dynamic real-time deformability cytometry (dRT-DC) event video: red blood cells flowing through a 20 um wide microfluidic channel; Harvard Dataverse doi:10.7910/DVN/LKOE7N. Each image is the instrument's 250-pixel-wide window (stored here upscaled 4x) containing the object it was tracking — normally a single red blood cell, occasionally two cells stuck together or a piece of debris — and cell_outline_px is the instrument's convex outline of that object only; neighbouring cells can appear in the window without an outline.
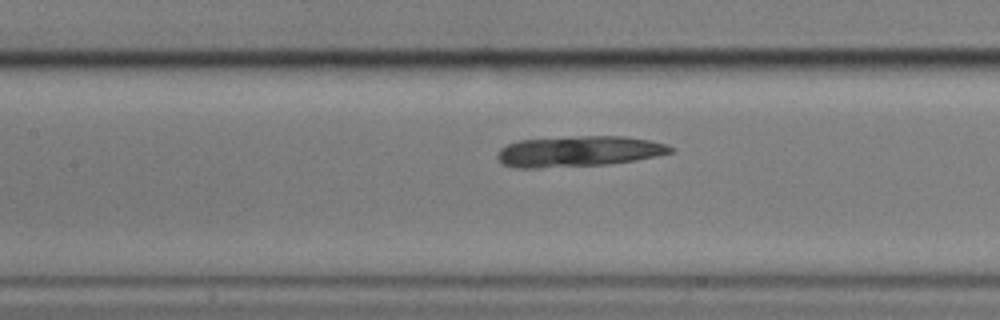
{"species": "common noctule bat (a hibernating species)", "species_latin": "Nyctalus noctula", "temperature_condition": "cold", "stored_images_in_passage": 8, "segment_of_instrument_passage": [2, 2], "camera_frame_rate_fps": 3000, "um_per_image_px": 0.085, "animal": {"sex": "male", "body_mass_g": 17.9}, "frame": {"image": 1, "passage_image": 8, "time_ms": 10.0, "image_size_px": [1000, 320], "cell_outline_px": [[676, 148], [672, 152], [656, 156], [636, 160], [608, 164], [536, 168], [516, 168], [500, 164], [496, 156], [500, 148], [508, 144], [520, 140], [580, 136], [624, 136], [648, 140], [668, 144]], "centroid_in_image_um": [49.18, 12.87], "position_along_channel_um": 158.2, "area_um2": 31.1}}